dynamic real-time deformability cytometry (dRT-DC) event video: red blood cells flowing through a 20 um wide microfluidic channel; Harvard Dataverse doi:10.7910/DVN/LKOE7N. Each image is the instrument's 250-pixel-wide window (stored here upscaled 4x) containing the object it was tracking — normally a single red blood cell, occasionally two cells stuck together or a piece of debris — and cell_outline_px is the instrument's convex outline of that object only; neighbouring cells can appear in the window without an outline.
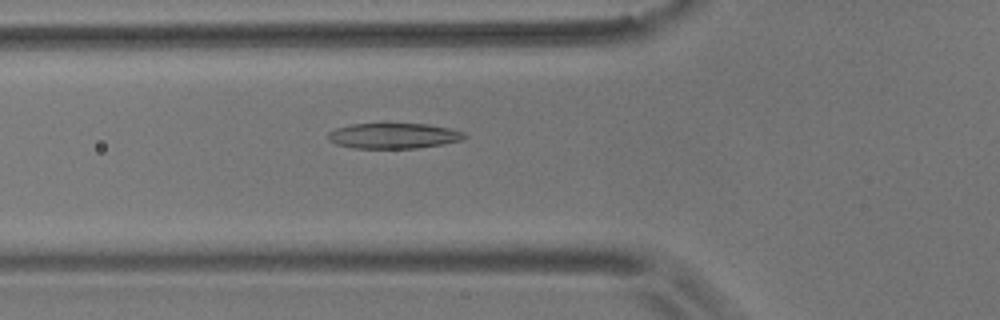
{"species": "common noctule bat (a hibernating species)", "species_latin": "Nyctalus noctula", "temperature_condition": "room temperature", "stored_images_in_passage": 49, "camera_frame_rate_fps": 3000, "um_per_image_px": 0.085, "animal": {"sex": "male", "body_mass_g": 17.9}, "frame": {"image": 1, "passage_image": 16, "time_ms": 5.0, "image_size_px": [1000, 320], "cell_outline_px": [[468, 136], [460, 140], [440, 144], [416, 148], [352, 148], [336, 144], [328, 140], [328, 132], [336, 128], [348, 124], [380, 120], [384, 120], [428, 124], [448, 128], [464, 132]], "centroid_in_image_um": [33.37, 11.48], "position_along_channel_um": 92.4, "area_um2": 21.33}}
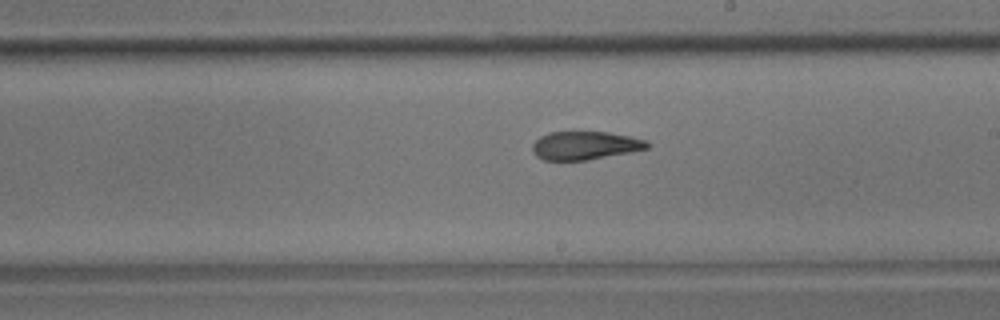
{"frame": {"image": 2, "passage_image": 28, "time_ms": 9.0, "image_size_px": [1000, 320], "cell_outline_px": [[652, 144], [648, 148], [588, 160], [544, 160], [536, 156], [532, 152], [532, 144], [540, 136], [548, 132], [608, 132], [628, 136], [644, 140]], "centroid_in_image_um": [49.68, 12.37], "position_along_channel_um": 239.3, "area_um2": 18.84}}
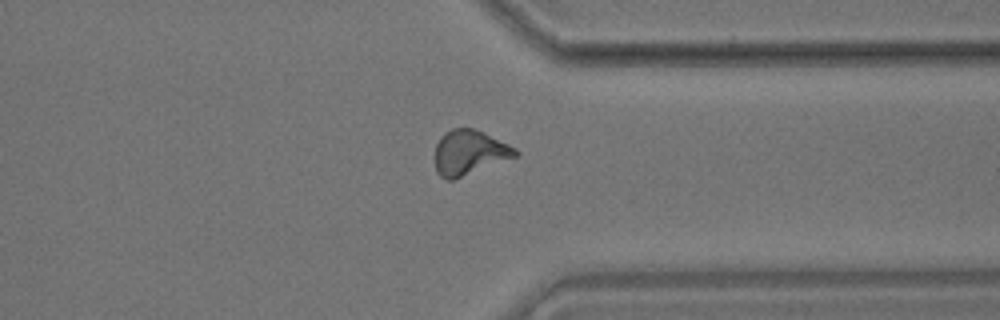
{"frame": {"image": 3, "passage_image": 39, "time_ms": 12.667, "image_size_px": [1000, 320], "cell_outline_px": [[520, 152], [516, 156], [452, 180], [448, 180], [440, 176], [436, 172], [436, 144], [440, 136], [444, 132], [452, 128], [472, 128], [484, 132], [516, 148]], "centroid_in_image_um": [39.87, 12.94], "position_along_channel_um": 371.5, "area_um2": 20.75}}